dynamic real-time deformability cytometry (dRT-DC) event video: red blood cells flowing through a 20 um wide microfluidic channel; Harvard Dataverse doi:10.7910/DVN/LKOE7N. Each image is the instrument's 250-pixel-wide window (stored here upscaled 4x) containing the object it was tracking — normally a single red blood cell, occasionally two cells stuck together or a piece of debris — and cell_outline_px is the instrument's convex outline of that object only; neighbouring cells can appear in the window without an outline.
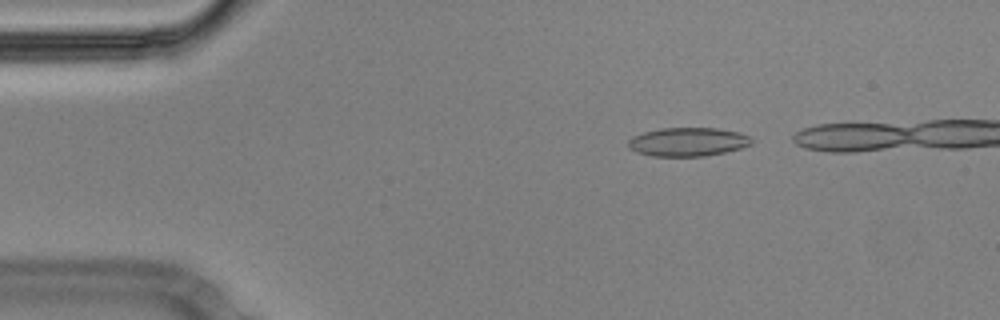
{"species": "Egyptian fruit bat (a non-hibernating species)", "species_latin": "Rousettus aegyptiacus", "temperature_condition": "cold", "stored_images_in_passage": 40, "camera_frame_rate_fps": 3000, "um_per_image_px": 0.085, "animal": {"sex": "male"}, "frame": {"image": 1, "passage_image": 4, "time_ms": 1.0, "image_size_px": [1000, 320], "cell_outline_px": [[752, 144], [740, 148], [724, 152], [704, 156], [652, 156], [636, 152], [628, 148], [628, 140], [632, 136], [644, 132], [660, 128], [716, 128], [740, 132], [748, 136], [752, 140]], "centroid_in_image_um": [58.44, 12.05], "position_along_channel_um": 26.6, "area_um2": 20.63}}
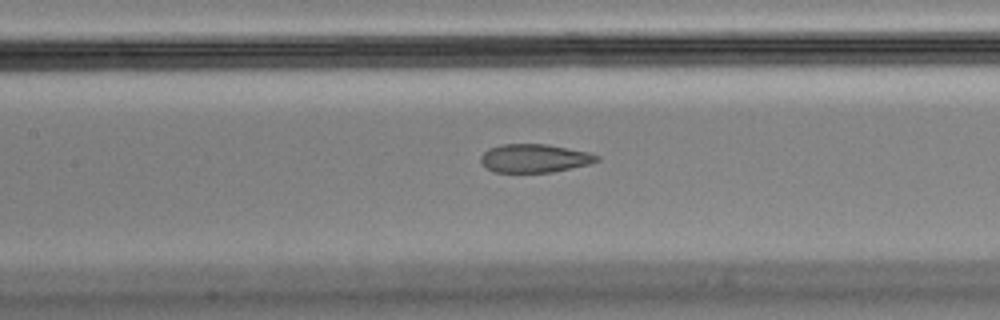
{"frame": {"image": 2, "passage_image": 20, "time_ms": 6.333, "image_size_px": [1000, 320], "cell_outline_px": [[600, 160], [588, 164], [552, 172], [492, 172], [480, 160], [480, 156], [488, 148], [500, 144], [548, 144], [588, 152], [600, 156]], "centroid_in_image_um": [45.42, 13.44], "position_along_channel_um": 162.0, "area_um2": 19.19}}
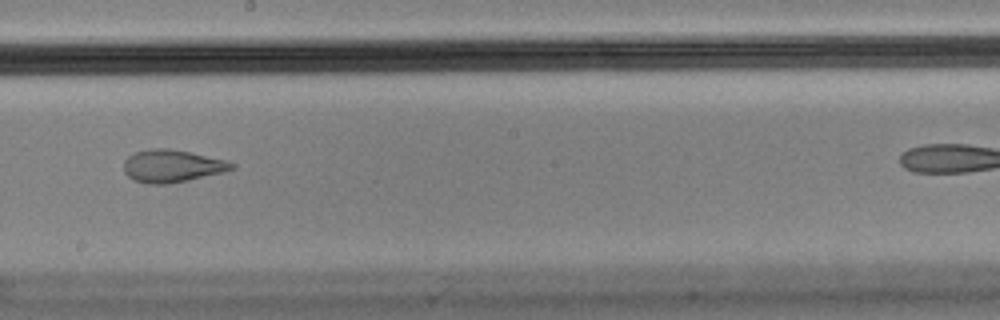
{"frame": {"image": 3, "passage_image": 26, "time_ms": 8.333, "image_size_px": [1000, 320], "cell_outline_px": [[236, 168], [224, 172], [188, 180], [168, 184], [148, 184], [132, 180], [124, 172], [124, 160], [128, 156], [136, 152], [148, 148], [168, 148], [228, 160], [236, 164]], "centroid_in_image_um": [14.63, 14.11], "position_along_channel_um": 233.6, "area_um2": 20.63}}